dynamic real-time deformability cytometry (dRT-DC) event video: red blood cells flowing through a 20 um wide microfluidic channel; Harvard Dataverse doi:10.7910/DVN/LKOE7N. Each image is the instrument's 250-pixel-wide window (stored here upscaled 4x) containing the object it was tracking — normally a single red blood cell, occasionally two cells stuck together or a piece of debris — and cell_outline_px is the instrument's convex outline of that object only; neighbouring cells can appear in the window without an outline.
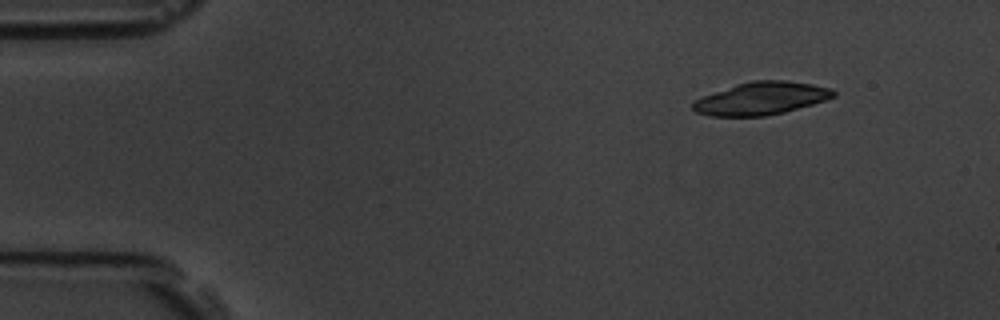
{"species": "common noctule bat (a hibernating species)", "species_latin": "Nyctalus noctula", "temperature_condition": "room temperature", "stored_images_in_passage": 51, "camera_frame_rate_fps": 3000, "um_per_image_px": 0.085, "animal": {"sex": "male", "body_mass_g": 19.5, "forearm_length_mm": 54.6}, "frame": {"image": 1, "passage_image": 1, "time_ms": 0.0, "image_size_px": [1000, 320], "cell_outline_px": [[836, 96], [812, 104], [784, 112], [764, 116], [708, 116], [696, 112], [692, 108], [692, 100], [736, 84], [752, 80], [788, 80], [812, 84], [832, 88], [836, 92]], "centroid_in_image_um": [64.69, 8.36], "position_along_channel_um": 20.3, "area_um2": 26.88}}